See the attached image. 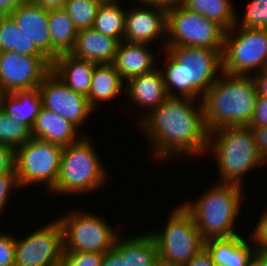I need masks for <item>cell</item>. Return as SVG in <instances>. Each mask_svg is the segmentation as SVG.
Instances as JSON below:
<instances>
[{"mask_svg":"<svg viewBox=\"0 0 267 266\" xmlns=\"http://www.w3.org/2000/svg\"><path fill=\"white\" fill-rule=\"evenodd\" d=\"M247 239L240 233L231 237L210 238L204 241V248L216 266H248L253 262L256 247L251 246V238Z\"/></svg>","mask_w":267,"mask_h":266,"instance_id":"cell-18","label":"cell"},{"mask_svg":"<svg viewBox=\"0 0 267 266\" xmlns=\"http://www.w3.org/2000/svg\"><path fill=\"white\" fill-rule=\"evenodd\" d=\"M249 238H251V243H255L252 245L256 248L267 249V209L257 221L256 227Z\"/></svg>","mask_w":267,"mask_h":266,"instance_id":"cell-36","label":"cell"},{"mask_svg":"<svg viewBox=\"0 0 267 266\" xmlns=\"http://www.w3.org/2000/svg\"><path fill=\"white\" fill-rule=\"evenodd\" d=\"M25 0H0V10L10 15Z\"/></svg>","mask_w":267,"mask_h":266,"instance_id":"cell-45","label":"cell"},{"mask_svg":"<svg viewBox=\"0 0 267 266\" xmlns=\"http://www.w3.org/2000/svg\"><path fill=\"white\" fill-rule=\"evenodd\" d=\"M226 30L180 2L167 4L165 47L189 46L223 50Z\"/></svg>","mask_w":267,"mask_h":266,"instance_id":"cell-8","label":"cell"},{"mask_svg":"<svg viewBox=\"0 0 267 266\" xmlns=\"http://www.w3.org/2000/svg\"><path fill=\"white\" fill-rule=\"evenodd\" d=\"M102 2H106V1H116V0H101Z\"/></svg>","mask_w":267,"mask_h":266,"instance_id":"cell-50","label":"cell"},{"mask_svg":"<svg viewBox=\"0 0 267 266\" xmlns=\"http://www.w3.org/2000/svg\"><path fill=\"white\" fill-rule=\"evenodd\" d=\"M101 266H123L122 254L113 246L104 253Z\"/></svg>","mask_w":267,"mask_h":266,"instance_id":"cell-41","label":"cell"},{"mask_svg":"<svg viewBox=\"0 0 267 266\" xmlns=\"http://www.w3.org/2000/svg\"><path fill=\"white\" fill-rule=\"evenodd\" d=\"M48 28L52 43V61L58 55L70 54L78 31L64 8L48 11Z\"/></svg>","mask_w":267,"mask_h":266,"instance_id":"cell-26","label":"cell"},{"mask_svg":"<svg viewBox=\"0 0 267 266\" xmlns=\"http://www.w3.org/2000/svg\"><path fill=\"white\" fill-rule=\"evenodd\" d=\"M251 76L255 82L258 95L267 97V69L256 72Z\"/></svg>","mask_w":267,"mask_h":266,"instance_id":"cell-43","label":"cell"},{"mask_svg":"<svg viewBox=\"0 0 267 266\" xmlns=\"http://www.w3.org/2000/svg\"><path fill=\"white\" fill-rule=\"evenodd\" d=\"M135 2L137 7L130 6L126 11L123 41L150 45L161 37L164 50L167 4L134 0Z\"/></svg>","mask_w":267,"mask_h":266,"instance_id":"cell-15","label":"cell"},{"mask_svg":"<svg viewBox=\"0 0 267 266\" xmlns=\"http://www.w3.org/2000/svg\"><path fill=\"white\" fill-rule=\"evenodd\" d=\"M58 221L63 231L64 252L104 254L114 246L119 235L115 227L91 211L70 210L60 216Z\"/></svg>","mask_w":267,"mask_h":266,"instance_id":"cell-9","label":"cell"},{"mask_svg":"<svg viewBox=\"0 0 267 266\" xmlns=\"http://www.w3.org/2000/svg\"><path fill=\"white\" fill-rule=\"evenodd\" d=\"M124 94L127 95L128 100L130 99L129 101H132V104H135L136 107L140 106L145 109L144 115L139 116V121L151 110L159 107L169 97L159 67L127 80L125 82Z\"/></svg>","mask_w":267,"mask_h":266,"instance_id":"cell-17","label":"cell"},{"mask_svg":"<svg viewBox=\"0 0 267 266\" xmlns=\"http://www.w3.org/2000/svg\"><path fill=\"white\" fill-rule=\"evenodd\" d=\"M114 247L123 256V266H159L156 243L147 231L128 238L117 236Z\"/></svg>","mask_w":267,"mask_h":266,"instance_id":"cell-23","label":"cell"},{"mask_svg":"<svg viewBox=\"0 0 267 266\" xmlns=\"http://www.w3.org/2000/svg\"><path fill=\"white\" fill-rule=\"evenodd\" d=\"M23 33L52 62V43L48 28V10L25 0L11 14Z\"/></svg>","mask_w":267,"mask_h":266,"instance_id":"cell-16","label":"cell"},{"mask_svg":"<svg viewBox=\"0 0 267 266\" xmlns=\"http://www.w3.org/2000/svg\"><path fill=\"white\" fill-rule=\"evenodd\" d=\"M231 0H181L187 9L214 21L226 31L235 25L236 11Z\"/></svg>","mask_w":267,"mask_h":266,"instance_id":"cell-27","label":"cell"},{"mask_svg":"<svg viewBox=\"0 0 267 266\" xmlns=\"http://www.w3.org/2000/svg\"><path fill=\"white\" fill-rule=\"evenodd\" d=\"M109 176L91 136L85 134L77 142L63 147L56 184L49 193L83 195L94 192L107 184Z\"/></svg>","mask_w":267,"mask_h":266,"instance_id":"cell-6","label":"cell"},{"mask_svg":"<svg viewBox=\"0 0 267 266\" xmlns=\"http://www.w3.org/2000/svg\"><path fill=\"white\" fill-rule=\"evenodd\" d=\"M45 10L61 9L65 7L67 0H30Z\"/></svg>","mask_w":267,"mask_h":266,"instance_id":"cell-44","label":"cell"},{"mask_svg":"<svg viewBox=\"0 0 267 266\" xmlns=\"http://www.w3.org/2000/svg\"><path fill=\"white\" fill-rule=\"evenodd\" d=\"M96 65L91 61L78 59L72 54H61L51 62V70L75 92L87 96Z\"/></svg>","mask_w":267,"mask_h":266,"instance_id":"cell-22","label":"cell"},{"mask_svg":"<svg viewBox=\"0 0 267 266\" xmlns=\"http://www.w3.org/2000/svg\"><path fill=\"white\" fill-rule=\"evenodd\" d=\"M15 168V151L0 145V175L10 173Z\"/></svg>","mask_w":267,"mask_h":266,"instance_id":"cell-39","label":"cell"},{"mask_svg":"<svg viewBox=\"0 0 267 266\" xmlns=\"http://www.w3.org/2000/svg\"><path fill=\"white\" fill-rule=\"evenodd\" d=\"M22 189L19 185L17 173L15 168L10 173L0 175V215L6 208L7 201L12 195V191Z\"/></svg>","mask_w":267,"mask_h":266,"instance_id":"cell-34","label":"cell"},{"mask_svg":"<svg viewBox=\"0 0 267 266\" xmlns=\"http://www.w3.org/2000/svg\"><path fill=\"white\" fill-rule=\"evenodd\" d=\"M122 0L102 2L99 6L93 28L103 35L123 41L127 9L120 6Z\"/></svg>","mask_w":267,"mask_h":266,"instance_id":"cell-28","label":"cell"},{"mask_svg":"<svg viewBox=\"0 0 267 266\" xmlns=\"http://www.w3.org/2000/svg\"><path fill=\"white\" fill-rule=\"evenodd\" d=\"M5 92L3 91L1 85H0V108H1V105H2V98L4 96Z\"/></svg>","mask_w":267,"mask_h":266,"instance_id":"cell-47","label":"cell"},{"mask_svg":"<svg viewBox=\"0 0 267 266\" xmlns=\"http://www.w3.org/2000/svg\"><path fill=\"white\" fill-rule=\"evenodd\" d=\"M256 266H267V249L256 248L253 256Z\"/></svg>","mask_w":267,"mask_h":266,"instance_id":"cell-46","label":"cell"},{"mask_svg":"<svg viewBox=\"0 0 267 266\" xmlns=\"http://www.w3.org/2000/svg\"><path fill=\"white\" fill-rule=\"evenodd\" d=\"M221 57L222 72L229 75L251 76L267 69V30L234 25L225 33Z\"/></svg>","mask_w":267,"mask_h":266,"instance_id":"cell-10","label":"cell"},{"mask_svg":"<svg viewBox=\"0 0 267 266\" xmlns=\"http://www.w3.org/2000/svg\"><path fill=\"white\" fill-rule=\"evenodd\" d=\"M245 14L239 22L236 14L235 26L245 29L267 30V0H250Z\"/></svg>","mask_w":267,"mask_h":266,"instance_id":"cell-31","label":"cell"},{"mask_svg":"<svg viewBox=\"0 0 267 266\" xmlns=\"http://www.w3.org/2000/svg\"><path fill=\"white\" fill-rule=\"evenodd\" d=\"M31 138V130L24 124L12 120L0 108V145L12 148L14 151Z\"/></svg>","mask_w":267,"mask_h":266,"instance_id":"cell-30","label":"cell"},{"mask_svg":"<svg viewBox=\"0 0 267 266\" xmlns=\"http://www.w3.org/2000/svg\"><path fill=\"white\" fill-rule=\"evenodd\" d=\"M20 28L11 15H6L0 21V52L17 53V40Z\"/></svg>","mask_w":267,"mask_h":266,"instance_id":"cell-32","label":"cell"},{"mask_svg":"<svg viewBox=\"0 0 267 266\" xmlns=\"http://www.w3.org/2000/svg\"><path fill=\"white\" fill-rule=\"evenodd\" d=\"M15 236L9 232L0 233V266H14Z\"/></svg>","mask_w":267,"mask_h":266,"instance_id":"cell-35","label":"cell"},{"mask_svg":"<svg viewBox=\"0 0 267 266\" xmlns=\"http://www.w3.org/2000/svg\"><path fill=\"white\" fill-rule=\"evenodd\" d=\"M257 95L252 76L222 72L200 100L207 131L249 125Z\"/></svg>","mask_w":267,"mask_h":266,"instance_id":"cell-3","label":"cell"},{"mask_svg":"<svg viewBox=\"0 0 267 266\" xmlns=\"http://www.w3.org/2000/svg\"><path fill=\"white\" fill-rule=\"evenodd\" d=\"M206 152H212L215 156L218 181L241 188L244 187V177L265 164L258 153L249 125L221 127L210 131Z\"/></svg>","mask_w":267,"mask_h":266,"instance_id":"cell-4","label":"cell"},{"mask_svg":"<svg viewBox=\"0 0 267 266\" xmlns=\"http://www.w3.org/2000/svg\"><path fill=\"white\" fill-rule=\"evenodd\" d=\"M63 252V231L55 219L22 239L15 237L14 266H59Z\"/></svg>","mask_w":267,"mask_h":266,"instance_id":"cell-12","label":"cell"},{"mask_svg":"<svg viewBox=\"0 0 267 266\" xmlns=\"http://www.w3.org/2000/svg\"><path fill=\"white\" fill-rule=\"evenodd\" d=\"M249 126L267 127V97L257 95L254 113Z\"/></svg>","mask_w":267,"mask_h":266,"instance_id":"cell-38","label":"cell"},{"mask_svg":"<svg viewBox=\"0 0 267 266\" xmlns=\"http://www.w3.org/2000/svg\"><path fill=\"white\" fill-rule=\"evenodd\" d=\"M42 107L57 113L79 130L95 111L85 95L75 92L51 70L38 87Z\"/></svg>","mask_w":267,"mask_h":266,"instance_id":"cell-13","label":"cell"},{"mask_svg":"<svg viewBox=\"0 0 267 266\" xmlns=\"http://www.w3.org/2000/svg\"><path fill=\"white\" fill-rule=\"evenodd\" d=\"M120 41L88 28L79 30L73 51L70 53L78 59L96 64H113Z\"/></svg>","mask_w":267,"mask_h":266,"instance_id":"cell-20","label":"cell"},{"mask_svg":"<svg viewBox=\"0 0 267 266\" xmlns=\"http://www.w3.org/2000/svg\"><path fill=\"white\" fill-rule=\"evenodd\" d=\"M79 131L71 122L42 107L31 128V137L65 147L84 136Z\"/></svg>","mask_w":267,"mask_h":266,"instance_id":"cell-21","label":"cell"},{"mask_svg":"<svg viewBox=\"0 0 267 266\" xmlns=\"http://www.w3.org/2000/svg\"><path fill=\"white\" fill-rule=\"evenodd\" d=\"M138 125L151 143L157 161L182 155L200 157L207 151L209 132L200 99L168 97Z\"/></svg>","mask_w":267,"mask_h":266,"instance_id":"cell-1","label":"cell"},{"mask_svg":"<svg viewBox=\"0 0 267 266\" xmlns=\"http://www.w3.org/2000/svg\"><path fill=\"white\" fill-rule=\"evenodd\" d=\"M166 222L164 228L149 231L156 243L159 264L182 266L204 249L205 240L181 204L171 211Z\"/></svg>","mask_w":267,"mask_h":266,"instance_id":"cell-7","label":"cell"},{"mask_svg":"<svg viewBox=\"0 0 267 266\" xmlns=\"http://www.w3.org/2000/svg\"><path fill=\"white\" fill-rule=\"evenodd\" d=\"M125 82L121 79L113 64H97L91 77L88 99L93 110L101 102L118 98L124 94Z\"/></svg>","mask_w":267,"mask_h":266,"instance_id":"cell-24","label":"cell"},{"mask_svg":"<svg viewBox=\"0 0 267 266\" xmlns=\"http://www.w3.org/2000/svg\"><path fill=\"white\" fill-rule=\"evenodd\" d=\"M101 0H67L64 9L77 31L93 28Z\"/></svg>","mask_w":267,"mask_h":266,"instance_id":"cell-29","label":"cell"},{"mask_svg":"<svg viewBox=\"0 0 267 266\" xmlns=\"http://www.w3.org/2000/svg\"><path fill=\"white\" fill-rule=\"evenodd\" d=\"M182 266H216L211 258V255L204 248L197 255H195L190 261Z\"/></svg>","mask_w":267,"mask_h":266,"instance_id":"cell-42","label":"cell"},{"mask_svg":"<svg viewBox=\"0 0 267 266\" xmlns=\"http://www.w3.org/2000/svg\"><path fill=\"white\" fill-rule=\"evenodd\" d=\"M155 54L147 44L121 41L113 65L121 79L126 82L157 68Z\"/></svg>","mask_w":267,"mask_h":266,"instance_id":"cell-19","label":"cell"},{"mask_svg":"<svg viewBox=\"0 0 267 266\" xmlns=\"http://www.w3.org/2000/svg\"><path fill=\"white\" fill-rule=\"evenodd\" d=\"M42 108L39 89L5 93L1 109L17 122L26 125L30 130Z\"/></svg>","mask_w":267,"mask_h":266,"instance_id":"cell-25","label":"cell"},{"mask_svg":"<svg viewBox=\"0 0 267 266\" xmlns=\"http://www.w3.org/2000/svg\"><path fill=\"white\" fill-rule=\"evenodd\" d=\"M50 71L46 56L0 52V85L5 93L36 89Z\"/></svg>","mask_w":267,"mask_h":266,"instance_id":"cell-14","label":"cell"},{"mask_svg":"<svg viewBox=\"0 0 267 266\" xmlns=\"http://www.w3.org/2000/svg\"><path fill=\"white\" fill-rule=\"evenodd\" d=\"M62 149L60 145L32 137L18 147L15 150V171L20 187L44 184L49 193L59 174Z\"/></svg>","mask_w":267,"mask_h":266,"instance_id":"cell-11","label":"cell"},{"mask_svg":"<svg viewBox=\"0 0 267 266\" xmlns=\"http://www.w3.org/2000/svg\"><path fill=\"white\" fill-rule=\"evenodd\" d=\"M248 266H256V264L254 262H252Z\"/></svg>","mask_w":267,"mask_h":266,"instance_id":"cell-49","label":"cell"},{"mask_svg":"<svg viewBox=\"0 0 267 266\" xmlns=\"http://www.w3.org/2000/svg\"><path fill=\"white\" fill-rule=\"evenodd\" d=\"M5 16L6 14L0 10V21H2Z\"/></svg>","mask_w":267,"mask_h":266,"instance_id":"cell-48","label":"cell"},{"mask_svg":"<svg viewBox=\"0 0 267 266\" xmlns=\"http://www.w3.org/2000/svg\"><path fill=\"white\" fill-rule=\"evenodd\" d=\"M254 143L264 163H267V127L250 126Z\"/></svg>","mask_w":267,"mask_h":266,"instance_id":"cell-37","label":"cell"},{"mask_svg":"<svg viewBox=\"0 0 267 266\" xmlns=\"http://www.w3.org/2000/svg\"><path fill=\"white\" fill-rule=\"evenodd\" d=\"M242 190L237 185L217 182L197 201L188 200L181 205L192 216L204 240L231 237L238 234L234 227L241 212Z\"/></svg>","mask_w":267,"mask_h":266,"instance_id":"cell-5","label":"cell"},{"mask_svg":"<svg viewBox=\"0 0 267 266\" xmlns=\"http://www.w3.org/2000/svg\"><path fill=\"white\" fill-rule=\"evenodd\" d=\"M103 257L95 252H63L59 266H101Z\"/></svg>","mask_w":267,"mask_h":266,"instance_id":"cell-33","label":"cell"},{"mask_svg":"<svg viewBox=\"0 0 267 266\" xmlns=\"http://www.w3.org/2000/svg\"><path fill=\"white\" fill-rule=\"evenodd\" d=\"M17 53L27 56H45L23 33H18Z\"/></svg>","mask_w":267,"mask_h":266,"instance_id":"cell-40","label":"cell"},{"mask_svg":"<svg viewBox=\"0 0 267 266\" xmlns=\"http://www.w3.org/2000/svg\"><path fill=\"white\" fill-rule=\"evenodd\" d=\"M161 70L169 97L198 100L222 73V51L205 47H165Z\"/></svg>","mask_w":267,"mask_h":266,"instance_id":"cell-2","label":"cell"}]
</instances>
